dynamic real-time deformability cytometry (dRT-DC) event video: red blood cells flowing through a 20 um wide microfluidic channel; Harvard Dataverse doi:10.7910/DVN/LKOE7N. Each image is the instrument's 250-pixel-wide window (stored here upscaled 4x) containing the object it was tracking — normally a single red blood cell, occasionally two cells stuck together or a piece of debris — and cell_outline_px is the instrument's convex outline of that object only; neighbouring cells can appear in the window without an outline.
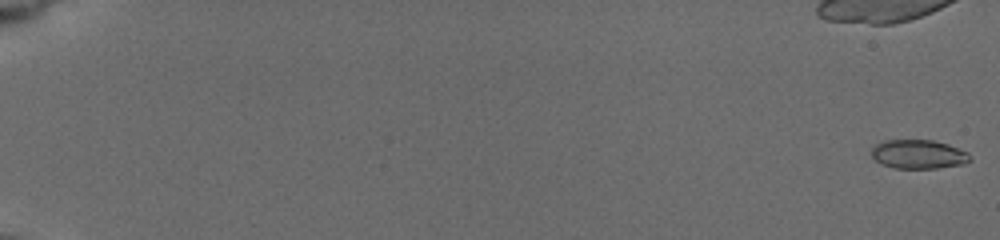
{"species": "common noctule bat (a hibernating species)", "species_latin": "Nyctalus noctula", "temperature_condition": "cold", "stored_images_in_passage": 17, "camera_frame_rate_fps": 3000, "um_per_image_px": 0.085, "animal": {"sex": "female", "body_mass_g": 19.5, "forearm_length_mm": 54.1}, "frame": {"image": 1, "passage_image": 1, "time_ms": 0.0, "image_size_px": [1000, 240], "cell_outline_px": [[972, 160], [964, 164], [936, 168], [896, 168], [880, 164], [872, 156], [872, 148], [876, 144], [884, 140], [932, 140], [948, 144], [968, 152], [972, 156]], "centroid_in_image_um": [78.1, 13.11], "position_along_channel_um": 6.9, "area_um2": 16.7}}